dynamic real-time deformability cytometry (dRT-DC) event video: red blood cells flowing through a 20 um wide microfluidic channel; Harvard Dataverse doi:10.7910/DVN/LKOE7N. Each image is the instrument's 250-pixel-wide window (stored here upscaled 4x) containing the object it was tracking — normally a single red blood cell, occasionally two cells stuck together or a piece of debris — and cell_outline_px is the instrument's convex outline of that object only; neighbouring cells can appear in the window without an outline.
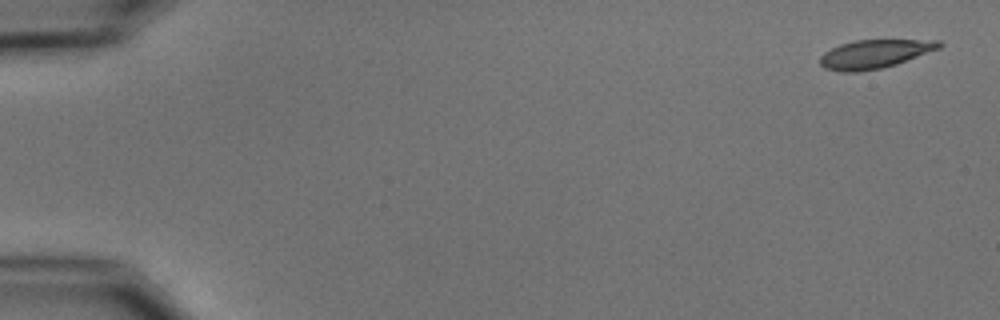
{"species": "common noctule bat (a hibernating species)", "species_latin": "Nyctalus noctula", "temperature_condition": "cold", "stored_images_in_passage": 7, "camera_frame_rate_fps": 3000, "um_per_image_px": 0.085, "animal": {"sex": "male", "body_mass_g": 15.6}, "frame": {"image": 1, "passage_image": 1, "time_ms": 0.0, "image_size_px": [1000, 320], "cell_outline_px": [[944, 44], [940, 48], [896, 64], [880, 68], [856, 72], [840, 72], [824, 68], [820, 64], [820, 56], [824, 52], [840, 44], [852, 40], [940, 40]], "centroid_in_image_um": [74.32, 4.58], "position_along_channel_um": 10.7, "area_um2": 19.83}}
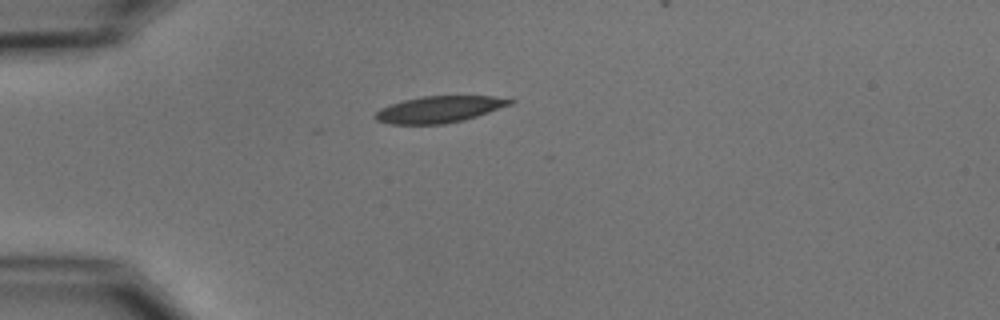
{"frame": {"image": 2, "passage_image": 4, "time_ms": 4.333, "image_size_px": [1000, 320], "cell_outline_px": [[516, 100], [512, 104], [464, 120], [444, 124], [392, 124], [376, 120], [372, 116], [380, 108], [404, 100], [424, 96], [492, 96]], "centroid_in_image_um": [37.32, 9.3], "position_along_channel_um": 47.7, "area_um2": 20.69}}